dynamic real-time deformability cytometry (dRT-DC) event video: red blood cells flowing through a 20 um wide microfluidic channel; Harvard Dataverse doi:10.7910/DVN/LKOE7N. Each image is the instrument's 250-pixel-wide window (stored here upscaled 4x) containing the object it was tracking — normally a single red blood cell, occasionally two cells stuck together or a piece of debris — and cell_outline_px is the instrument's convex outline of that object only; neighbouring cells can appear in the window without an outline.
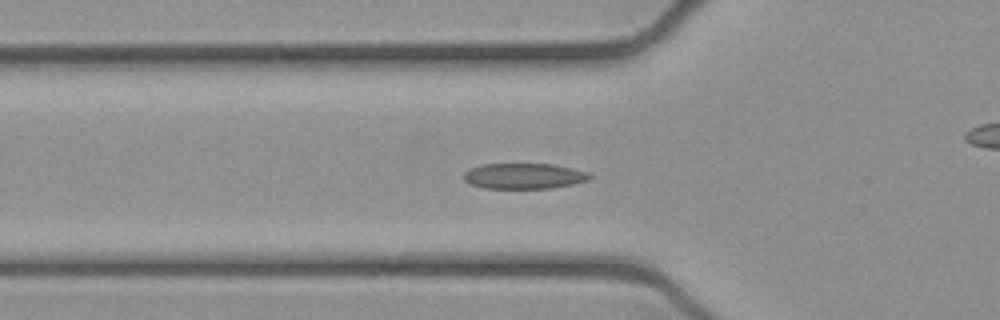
{"species": "common noctule bat (a hibernating species)", "species_latin": "Nyctalus noctula", "temperature_condition": "cold", "stored_images_in_passage": 52, "camera_frame_rate_fps": 3000, "um_per_image_px": 0.085, "animal": {"sex": "female", "body_mass_g": 21.9}, "frame": {"image": 1, "passage_image": 17, "time_ms": 5.333, "image_size_px": [1000, 320], "cell_outline_px": [[592, 176], [588, 180], [572, 184], [552, 188], [484, 188], [468, 184], [464, 180], [464, 172], [468, 168], [484, 164], [552, 164], [572, 168], [588, 172]], "centroid_in_image_um": [44.5, 14.96], "position_along_channel_um": 81.3, "area_um2": 18.84}}
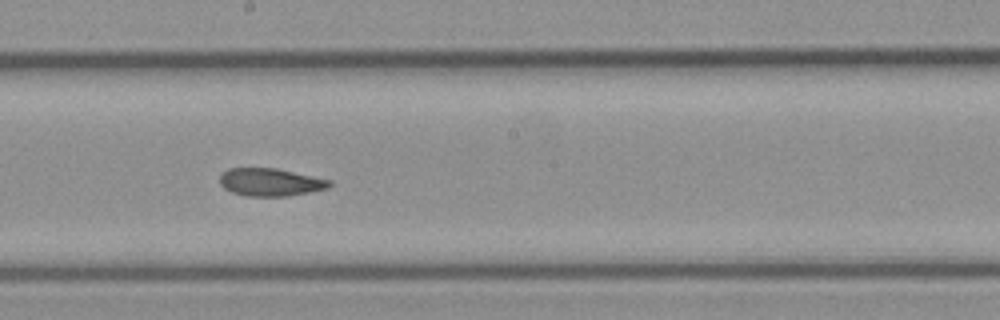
{"frame": {"image": 2, "passage_image": 28, "time_ms": 9.0, "image_size_px": [1000, 320], "cell_outline_px": [[332, 184], [328, 188], [288, 196], [248, 196], [232, 192], [224, 188], [220, 184], [220, 176], [228, 168], [276, 168], [332, 180]], "centroid_in_image_um": [22.99, 15.48], "position_along_channel_um": 225.2, "area_um2": 17.69}}
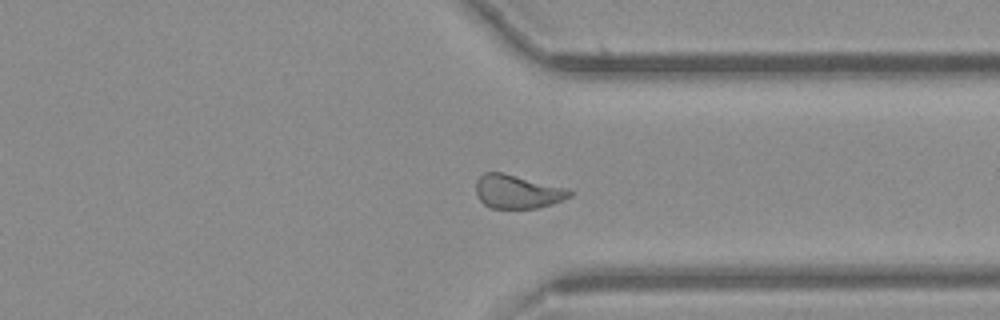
{"frame": {"image": 3, "passage_image": 39, "time_ms": 12.667, "image_size_px": [1000, 320], "cell_outline_px": [[572, 196], [552, 204], [536, 208], [488, 208], [480, 200], [476, 192], [476, 180], [484, 172], [500, 172], [568, 188], [572, 192]], "centroid_in_image_um": [43.97, 16.29], "position_along_channel_um": 367.4, "area_um2": 18.32}, "authors_computed_cell_mechanics": {"area_um2": 18.9584, "velocity_mm_per_s": 3.8934, "shape_relaxation_time_tau1_ms": 6.521, "shape_relaxation_time_tau2_ms": 3.2707, "deformation_change_tau1": 0.1538, "deformation_change_tau2": 0.0968}}